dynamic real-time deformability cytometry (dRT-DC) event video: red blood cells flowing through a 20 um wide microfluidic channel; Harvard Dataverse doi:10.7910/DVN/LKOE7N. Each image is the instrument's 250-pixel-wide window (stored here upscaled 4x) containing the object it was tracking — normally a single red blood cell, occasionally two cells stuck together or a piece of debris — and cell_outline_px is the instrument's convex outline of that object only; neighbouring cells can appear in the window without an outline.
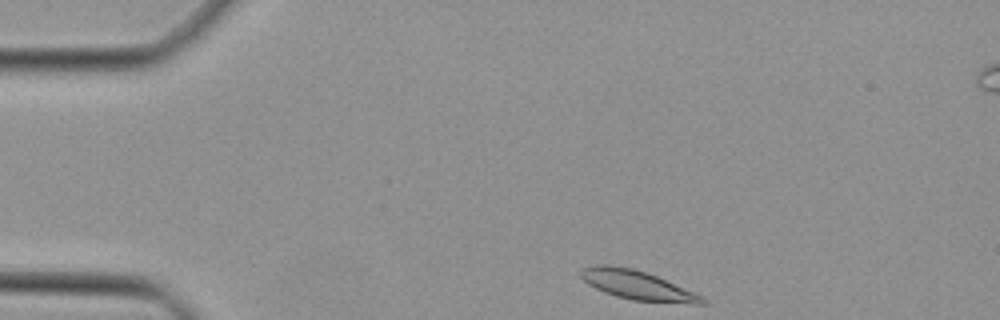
{"species": "Egyptian fruit bat (a non-hibernating species)", "species_latin": "Rousettus aegyptiacus", "temperature_condition": "cold", "stored_images_in_passage": 39, "camera_frame_rate_fps": 3000, "um_per_image_px": 0.085, "animal": {"sex": "female"}, "frame": {"image": 1, "passage_image": 1, "time_ms": 0.0, "image_size_px": [1000, 320], "cell_outline_px": [[708, 304], [692, 304], [632, 300], [616, 296], [604, 292], [588, 284], [580, 276], [580, 268], [596, 264], [608, 264], [632, 268], [656, 276], [692, 292], [708, 300]], "centroid_in_image_um": [54.12, 24.23], "position_along_channel_um": 30.9, "area_um2": 20.46}}
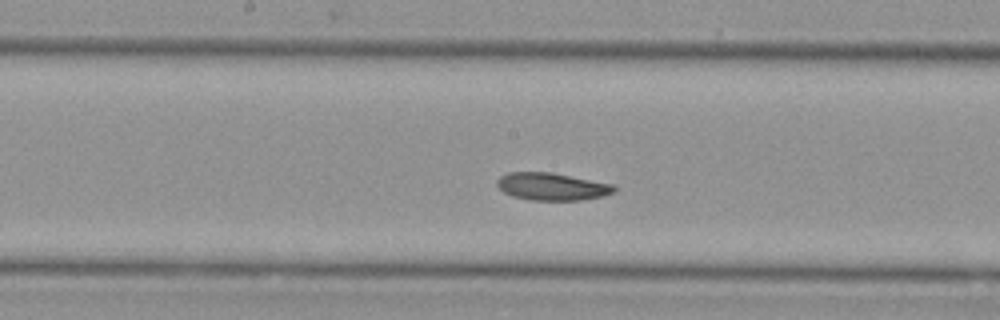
{"frame": {"image": 2, "passage_image": 17, "time_ms": 5.333, "image_size_px": [1000, 320], "cell_outline_px": [[616, 192], [604, 196], [580, 200], [528, 200], [512, 196], [504, 192], [496, 184], [496, 180], [500, 176], [508, 172], [552, 172], [612, 184], [616, 188]], "centroid_in_image_um": [46.91, 15.86], "position_along_channel_um": 201.3, "area_um2": 18.84}}
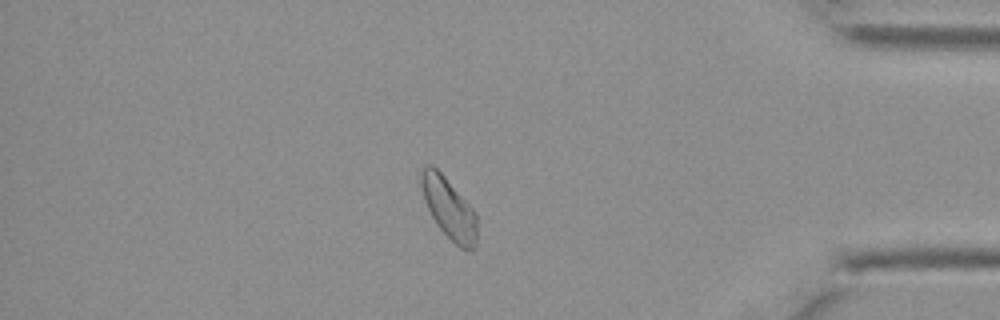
{"frame": {"image": 3, "passage_image": 33, "time_ms": 10.667, "image_size_px": [1000, 320], "cell_outline_px": [[476, 244], [472, 248], [460, 248], [436, 224], [424, 200], [420, 184], [420, 172], [428, 164], [432, 164], [444, 176], [476, 212]], "centroid_in_image_um": [38.13, 17.66], "position_along_channel_um": 397.1, "area_um2": 19.42}}